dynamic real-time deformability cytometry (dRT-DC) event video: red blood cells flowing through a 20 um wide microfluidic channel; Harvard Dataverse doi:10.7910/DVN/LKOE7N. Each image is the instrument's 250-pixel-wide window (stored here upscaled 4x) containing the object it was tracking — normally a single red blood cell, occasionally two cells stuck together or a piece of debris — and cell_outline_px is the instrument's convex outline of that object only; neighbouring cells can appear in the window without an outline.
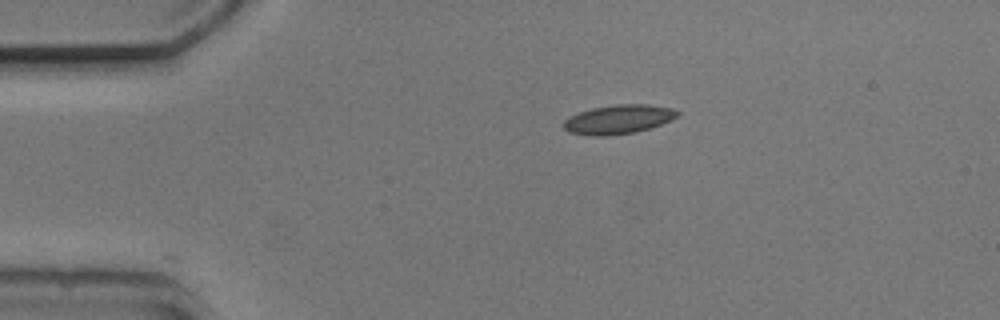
{"species": "common noctule bat (a hibernating species)", "species_latin": "Nyctalus noctula", "temperature_condition": "cold", "stored_images_in_passage": 3, "camera_frame_rate_fps": 3000, "um_per_image_px": 0.085, "animal": {"sex": "male", "body_mass_g": 20.5, "forearm_length_mm": 52.5}, "frame": {"image": 1, "passage_image": 1, "time_ms": 0.0, "image_size_px": [1000, 320], "cell_outline_px": [[680, 116], [672, 120], [636, 132], [604, 136], [592, 136], [568, 132], [564, 128], [564, 120], [568, 116], [592, 108], [616, 104], [648, 104], [672, 108], [680, 112]], "centroid_in_image_um": [52.58, 10.14], "position_along_channel_um": 32.4, "area_um2": 19.36}}
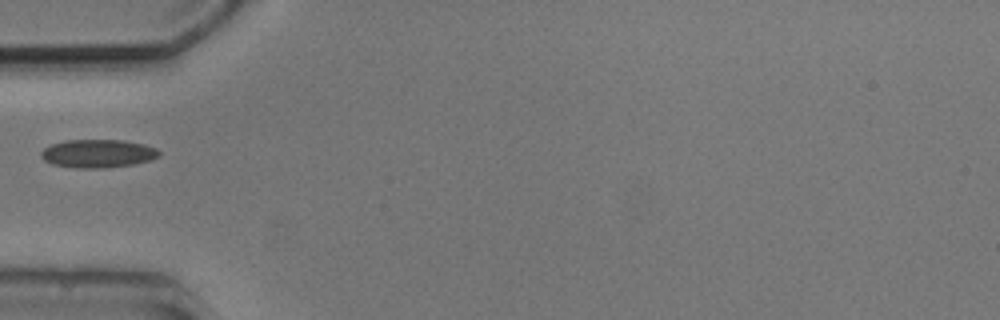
{"frame": {"image": 2, "passage_image": 3, "time_ms": 2.333, "image_size_px": [1000, 320], "cell_outline_px": [[160, 156], [148, 160], [132, 164], [108, 168], [76, 168], [52, 164], [44, 160], [40, 156], [40, 152], [44, 148], [52, 144], [64, 140], [124, 140], [144, 144], [156, 148], [160, 152]], "centroid_in_image_um": [8.3, 13.05], "position_along_channel_um": 76.7, "area_um2": 19.48}}